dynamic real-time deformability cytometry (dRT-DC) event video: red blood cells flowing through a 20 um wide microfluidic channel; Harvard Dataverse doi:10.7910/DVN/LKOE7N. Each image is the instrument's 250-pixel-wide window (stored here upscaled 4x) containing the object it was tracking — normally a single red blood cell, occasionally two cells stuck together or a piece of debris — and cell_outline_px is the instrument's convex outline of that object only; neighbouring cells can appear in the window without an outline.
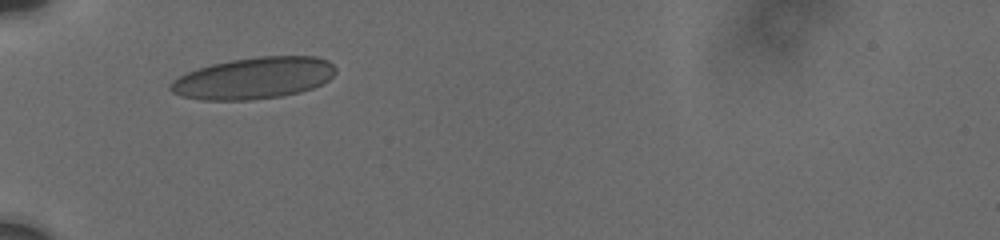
{"species": "human", "species_latin": "Homo sapiens", "temperature_condition": "cold", "stored_images_in_passage": 41, "camera_frame_rate_fps": 3000, "um_per_image_px": 0.085, "donor": {"sex": "male"}, "frame": {"image": 1, "passage_image": 1, "time_ms": 0.0, "image_size_px": [1000, 240], "cell_outline_px": [[336, 72], [328, 80], [312, 88], [300, 92], [280, 96], [252, 100], [200, 100], [180, 96], [172, 92], [168, 88], [168, 84], [172, 80], [188, 72], [212, 64], [232, 60], [260, 56], [316, 56], [328, 60], [336, 68]], "centroid_in_image_um": [21.56, 6.65], "position_along_channel_um": 63.4, "area_um2": 40.06}}
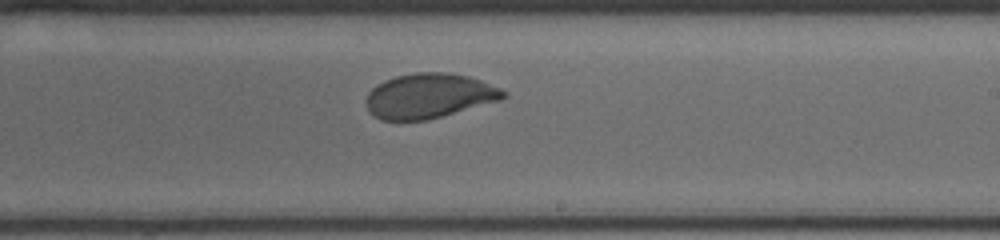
{"frame": {"image": 2, "passage_image": 24, "time_ms": 5.333, "image_size_px": [1000, 240], "cell_outline_px": [[508, 96], [500, 100], [428, 120], [380, 120], [372, 116], [368, 112], [364, 100], [368, 92], [376, 84], [384, 80], [396, 76], [416, 72], [448, 72], [468, 76], [480, 80], [500, 88], [508, 92]], "centroid_in_image_um": [36.43, 8.15], "position_along_channel_um": 252.6, "area_um2": 36.18}}
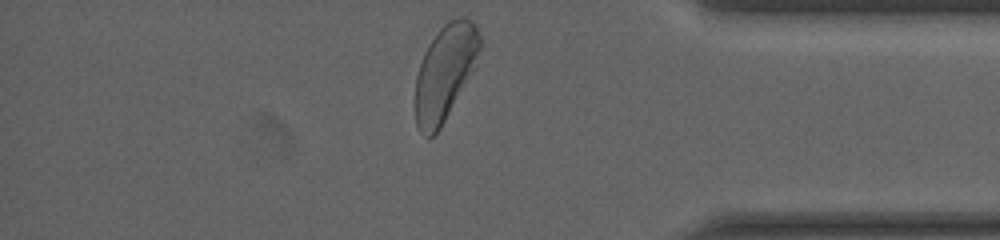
{"frame": {"image": 3, "passage_image": 41, "time_ms": 9.667, "image_size_px": [1000, 240], "cell_outline_px": [[480, 48], [472, 72], [440, 128], [432, 136], [424, 136], [420, 132], [416, 124], [416, 76], [424, 52], [428, 44], [440, 28], [444, 24], [460, 16], [464, 16], [472, 20], [476, 24], [480, 36]], "centroid_in_image_um": [37.82, 6.13], "position_along_channel_um": 397.4, "area_um2": 35.37}, "authors_computed_cell_mechanics": {"area_um2": 36.3562, "velocity_mm_per_s": 3.7211, "shape_relaxation_time_tau1_ms": 7.0091, "shape_relaxation_time_tau2_ms": null, "deformation_change_tau1": 0.1799, "deformation_change_tau2": null}}